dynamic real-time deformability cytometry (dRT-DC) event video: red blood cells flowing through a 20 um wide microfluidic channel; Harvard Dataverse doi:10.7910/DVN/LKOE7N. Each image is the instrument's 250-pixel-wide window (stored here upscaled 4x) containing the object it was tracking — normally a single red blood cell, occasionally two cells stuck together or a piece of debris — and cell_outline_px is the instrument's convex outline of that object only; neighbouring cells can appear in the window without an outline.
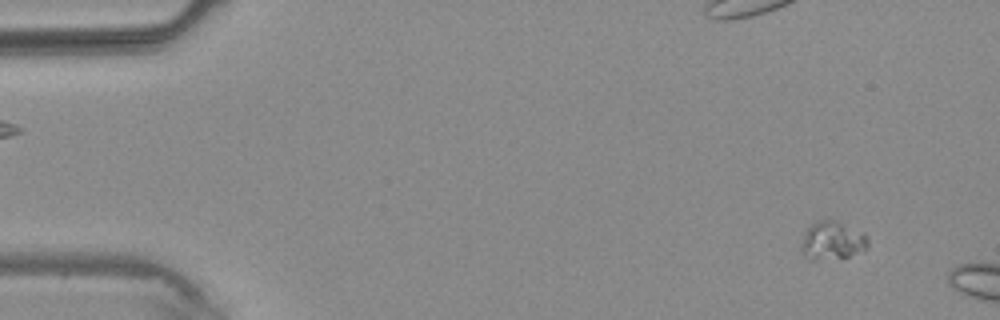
{"species": "common noctule bat (a hibernating species)", "species_latin": "Nyctalus noctula", "temperature_condition": "warm", "stored_images_in_passage": 3, "camera_frame_rate_fps": 3000, "um_per_image_px": 0.085, "animal": {"sex": "male", "body_mass_g": 20.4}, "frame": {"image": 1, "passage_image": 3, "time_ms": 2.333, "image_size_px": [1000, 320], "cell_outline_px": [[868, 248], [864, 252], [848, 256], [812, 260], [804, 256], [804, 232], [816, 220], [836, 220], [864, 232], [868, 240]], "centroid_in_image_um": [70.82, 20.43], "position_along_channel_um": 14.2, "area_um2": 14.68}}